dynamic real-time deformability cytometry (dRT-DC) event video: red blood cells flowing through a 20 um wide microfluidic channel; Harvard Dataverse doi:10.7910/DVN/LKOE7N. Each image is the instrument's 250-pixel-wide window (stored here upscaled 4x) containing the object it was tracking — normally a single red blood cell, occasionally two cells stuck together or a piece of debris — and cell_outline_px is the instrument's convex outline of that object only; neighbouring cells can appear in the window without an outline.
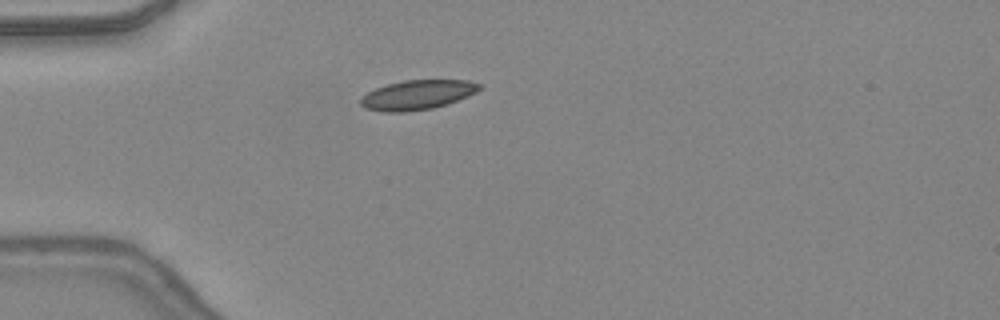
{"species": "common noctule bat (a hibernating species)", "species_latin": "Nyctalus noctula", "temperature_condition": "warm", "stored_images_in_passage": 35, "camera_frame_rate_fps": 3000, "um_per_image_px": 0.085, "animal": {"sex": "female", "body_mass_g": 24.6, "forearm_length_mm": 56.2}, "frame": {"image": 1, "passage_image": 1, "time_ms": 0.0, "image_size_px": [1000, 320], "cell_outline_px": [[480, 88], [476, 92], [468, 96], [448, 104], [432, 108], [404, 112], [380, 112], [364, 108], [360, 104], [360, 100], [368, 92], [376, 88], [388, 84], [404, 80], [468, 80], [480, 84]], "centroid_in_image_um": [35.47, 8.07], "position_along_channel_um": 49.5, "area_um2": 20.4}}
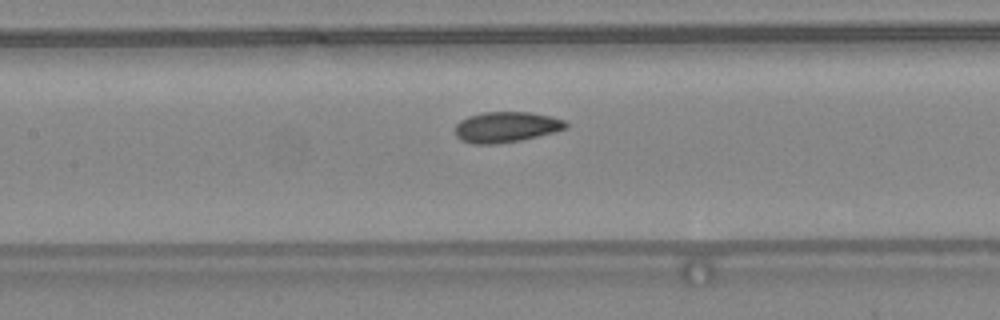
{"frame": {"image": 2, "passage_image": 10, "time_ms": 3.0, "image_size_px": [1000, 320], "cell_outline_px": [[568, 128], [520, 140], [492, 144], [472, 144], [460, 140], [456, 136], [456, 124], [460, 120], [468, 116], [484, 112], [532, 112], [564, 120], [568, 124]], "centroid_in_image_um": [42.99, 10.79], "position_along_channel_um": 164.4, "area_um2": 19.59}}
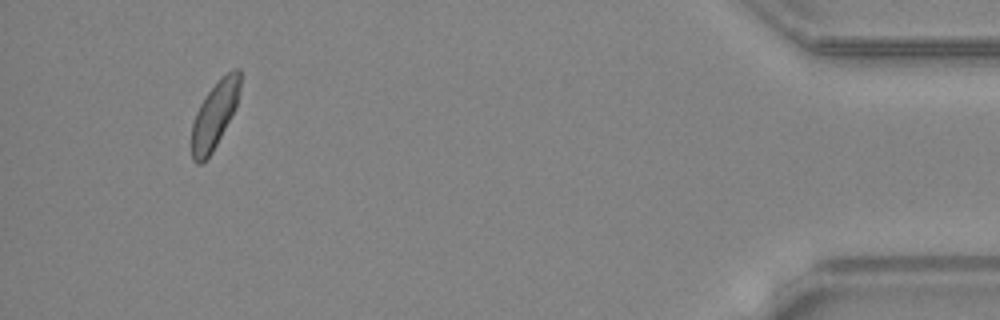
{"frame": {"image": 3, "passage_image": 32, "time_ms": 10.333, "image_size_px": [1000, 320], "cell_outline_px": [[240, 88], [236, 108], [212, 152], [200, 164], [196, 164], [192, 160], [192, 124], [196, 112], [200, 104], [208, 92], [232, 68], [240, 68]], "centroid_in_image_um": [18.24, 9.78], "position_along_channel_um": 417.0, "area_um2": 18.5}, "authors_computed_cell_mechanics": {"area_um2": 19.5364, "velocity_mm_per_s": 4.386, "shape_relaxation_time_tau1_ms": 4.6104, "shape_relaxation_time_tau2_ms": 2.114, "deformation_change_tau1": 0.0956, "deformation_change_tau2": 0.0692}}